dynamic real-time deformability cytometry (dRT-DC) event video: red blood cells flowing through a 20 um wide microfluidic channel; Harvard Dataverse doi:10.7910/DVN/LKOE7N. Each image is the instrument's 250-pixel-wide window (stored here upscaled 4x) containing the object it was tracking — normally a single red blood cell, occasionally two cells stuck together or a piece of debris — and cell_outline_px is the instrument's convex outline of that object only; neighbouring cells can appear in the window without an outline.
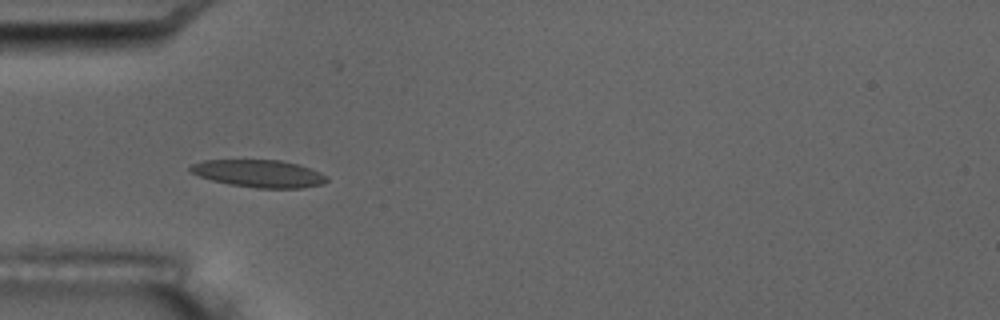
{"species": "common noctule bat (a hibernating species)", "species_latin": "Nyctalus noctula", "temperature_condition": "room temperature", "stored_images_in_passage": 7, "camera_frame_rate_fps": 3000, "um_per_image_px": 0.085, "animal": {"sex": "male", "body_mass_g": 17.5, "forearm_length_mm": 52.3}, "frame": {"image": 1, "passage_image": 6, "time_ms": 5.667, "image_size_px": [1000, 320], "cell_outline_px": [[328, 180], [324, 184], [300, 188], [256, 188], [228, 184], [212, 180], [188, 172], [188, 168], [192, 164], [204, 160], [280, 160], [296, 164], [320, 172], [328, 176]], "centroid_in_image_um": [21.99, 14.75], "position_along_channel_um": 63.0, "area_um2": 21.85}}